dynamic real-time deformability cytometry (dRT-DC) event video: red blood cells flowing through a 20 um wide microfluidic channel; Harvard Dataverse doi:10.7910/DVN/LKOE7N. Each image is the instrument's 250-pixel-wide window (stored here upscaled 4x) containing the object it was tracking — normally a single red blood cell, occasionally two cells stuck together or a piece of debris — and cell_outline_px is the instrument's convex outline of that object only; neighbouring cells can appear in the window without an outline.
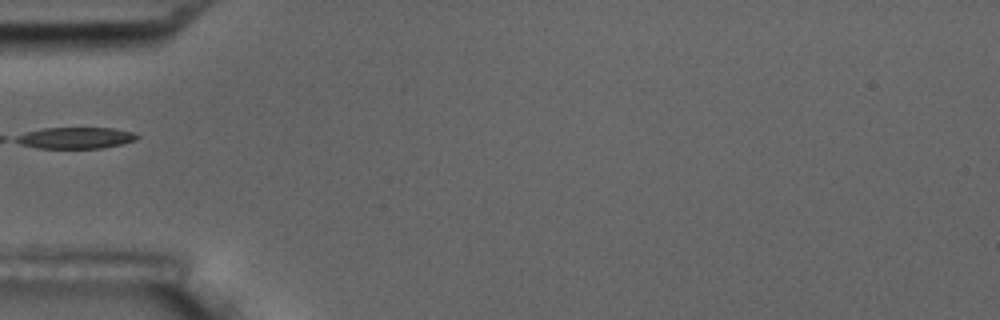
{"species": "common noctule bat (a hibernating species)", "species_latin": "Nyctalus noctula", "temperature_condition": "room temperature", "stored_images_in_passage": 7, "segment_of_instrument_passage": [2, 2], "camera_frame_rate_fps": 3000, "um_per_image_px": 0.085, "animal": {"sex": "male", "body_mass_g": 17.5, "forearm_length_mm": 52.3}, "frame": {"image": 1, "passage_image": 6, "time_ms": 6.0, "image_size_px": [1000, 320], "cell_outline_px": [[140, 136], [136, 140], [120, 144], [100, 148], [36, 148], [20, 144], [12, 140], [16, 136], [24, 132], [44, 128], [112, 128], [132, 132]], "centroid_in_image_um": [6.36, 11.72], "position_along_channel_um": 78.6, "area_um2": 15.09}}